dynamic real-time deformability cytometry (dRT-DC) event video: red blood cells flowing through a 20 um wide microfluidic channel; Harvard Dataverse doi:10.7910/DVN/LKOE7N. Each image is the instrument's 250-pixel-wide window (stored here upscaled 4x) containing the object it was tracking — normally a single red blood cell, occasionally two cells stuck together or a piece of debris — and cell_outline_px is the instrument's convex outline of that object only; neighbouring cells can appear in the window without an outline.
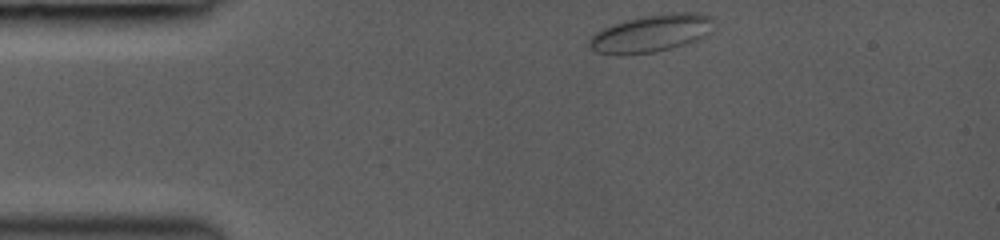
{"species": "common noctule bat (a hibernating species)", "species_latin": "Nyctalus noctula", "temperature_condition": "room temperature", "stored_images_in_passage": 11, "camera_frame_rate_fps": 3000, "um_per_image_px": 0.085, "animal": {"sex": "female", "body_mass_g": 19.0, "forearm_length_mm": 53.3}, "frame": {"image": 1, "passage_image": 1, "time_ms": 0.0, "image_size_px": [1000, 240], "cell_outline_px": [[712, 20], [708, 32], [704, 36], [696, 40], [672, 48], [656, 52], [620, 56], [616, 56], [596, 52], [588, 44], [588, 36], [604, 28], [640, 16], [672, 12], [696, 12], [712, 16]], "centroid_in_image_um": [55.3, 2.85], "position_along_channel_um": 29.7, "area_um2": 27.22}}
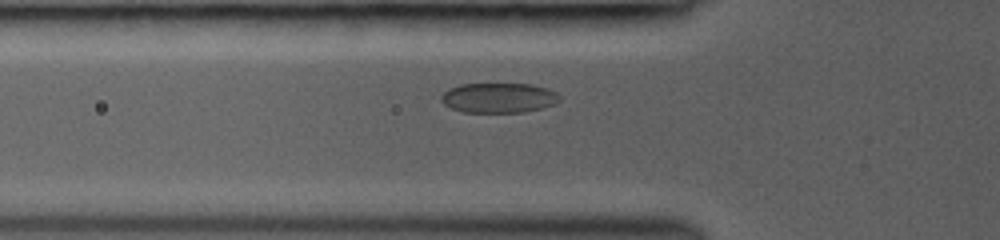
{"frame": {"image": 2, "passage_image": 10, "time_ms": 2.667, "image_size_px": [1000, 240], "cell_outline_px": [[560, 100], [556, 104], [544, 108], [524, 112], [464, 112], [452, 108], [444, 104], [440, 100], [440, 96], [448, 88], [460, 84], [532, 84], [548, 88], [556, 92], [560, 96]], "centroid_in_image_um": [42.41, 8.31], "position_along_channel_um": 83.4, "area_um2": 20.87}}